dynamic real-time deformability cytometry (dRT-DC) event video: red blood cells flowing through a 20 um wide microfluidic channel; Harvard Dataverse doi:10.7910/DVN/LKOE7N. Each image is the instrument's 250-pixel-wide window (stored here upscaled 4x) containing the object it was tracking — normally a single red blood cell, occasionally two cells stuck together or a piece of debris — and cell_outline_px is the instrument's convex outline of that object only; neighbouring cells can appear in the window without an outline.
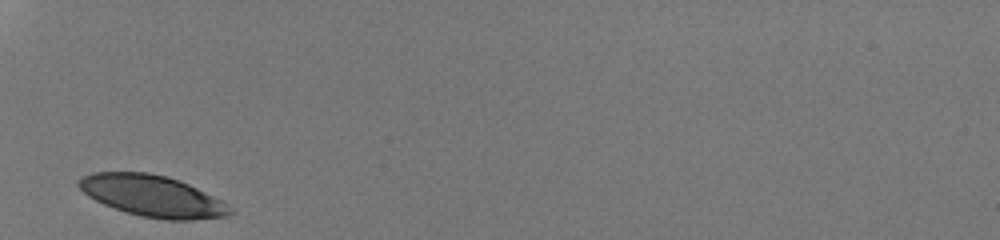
{"species": "human", "species_latin": "Homo sapiens", "temperature_condition": "room temperature", "stored_images_in_passage": 25, "camera_frame_rate_fps": 3000, "um_per_image_px": 0.085, "donor": {"sex": "male"}, "frame": {"image": 1, "passage_image": 1, "time_ms": 0.0, "image_size_px": [1000, 240], "cell_outline_px": [[232, 212], [228, 216], [192, 220], [168, 220], [140, 216], [104, 204], [88, 196], [76, 184], [76, 180], [80, 176], [92, 172], [148, 172], [180, 180], [220, 200], [232, 208]], "centroid_in_image_um": [12.91, 16.65], "position_along_channel_um": 72.1, "area_um2": 36.24}}
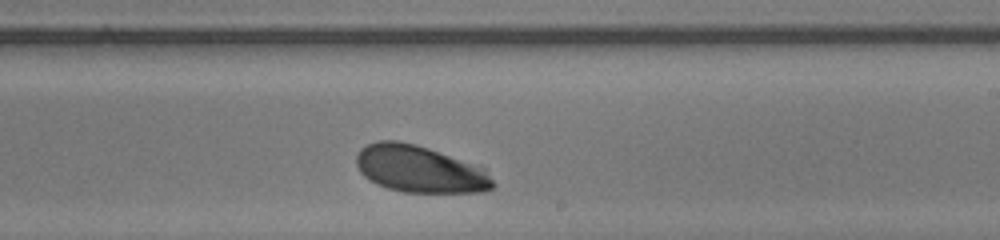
{"frame": {"image": 2, "passage_image": 15, "time_ms": 4.667, "image_size_px": [1000, 240], "cell_outline_px": [[496, 184], [492, 188], [484, 192], [404, 192], [388, 188], [376, 184], [368, 180], [360, 172], [356, 164], [356, 156], [360, 148], [376, 140], [396, 140], [416, 144], [428, 148], [484, 168]], "centroid_in_image_um": [35.64, 14.37], "position_along_channel_um": 253.4, "area_um2": 37.34}}
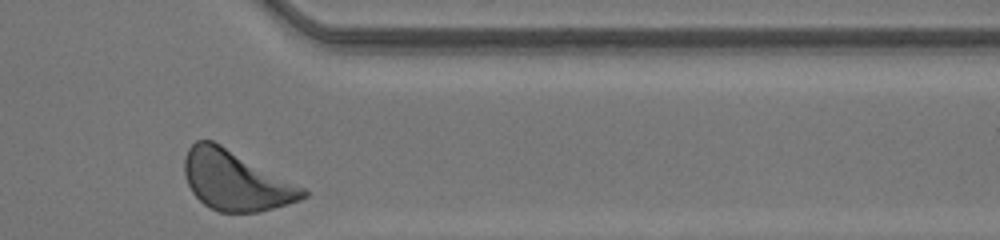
{"frame": {"image": 3, "passage_image": 25, "time_ms": 8.0, "image_size_px": [1000, 240], "cell_outline_px": [[308, 196], [300, 200], [272, 208], [256, 212], [220, 212], [204, 204], [192, 192], [188, 184], [184, 172], [184, 156], [188, 148], [196, 140], [212, 140], [220, 144], [304, 188], [308, 192]], "centroid_in_image_um": [20.0, 15.35], "position_along_channel_um": 391.4, "area_um2": 40.58}, "authors_computed_cell_mechanics": {"area_um2": 37.5122, "velocity_mm_per_s": 4.1582, "shape_relaxation_time_tau1_ms": 1.3387, "shape_relaxation_time_tau2_ms": null, "deformation_change_tau1": 0.1152, "deformation_change_tau2": null}}